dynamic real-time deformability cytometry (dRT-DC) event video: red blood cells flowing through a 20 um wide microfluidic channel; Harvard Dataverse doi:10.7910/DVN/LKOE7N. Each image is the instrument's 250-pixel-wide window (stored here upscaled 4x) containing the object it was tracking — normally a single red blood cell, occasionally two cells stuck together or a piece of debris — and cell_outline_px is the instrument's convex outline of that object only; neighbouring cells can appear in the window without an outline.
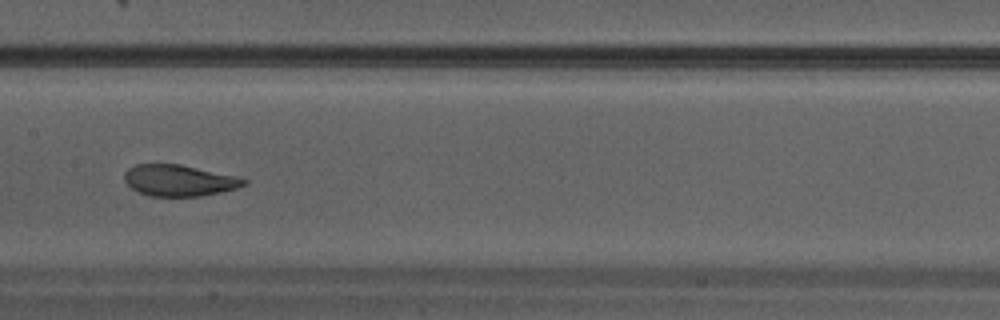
{"species": "Egyptian fruit bat (a non-hibernating species)", "species_latin": "Rousettus aegyptiacus", "temperature_condition": "warm", "stored_images_in_passage": 26, "camera_frame_rate_fps": 3000, "um_per_image_px": 0.085, "animal": {"sex": "male"}, "frame": {"image": 1, "passage_image": 8, "time_ms": 2.333, "image_size_px": [1000, 320], "cell_outline_px": [[248, 184], [236, 188], [220, 192], [200, 196], [148, 196], [132, 188], [124, 180], [124, 172], [128, 168], [136, 164], [180, 164], [236, 176], [248, 180]], "centroid_in_image_um": [15.22, 15.33], "position_along_channel_um": 192.2, "area_um2": 21.73}}